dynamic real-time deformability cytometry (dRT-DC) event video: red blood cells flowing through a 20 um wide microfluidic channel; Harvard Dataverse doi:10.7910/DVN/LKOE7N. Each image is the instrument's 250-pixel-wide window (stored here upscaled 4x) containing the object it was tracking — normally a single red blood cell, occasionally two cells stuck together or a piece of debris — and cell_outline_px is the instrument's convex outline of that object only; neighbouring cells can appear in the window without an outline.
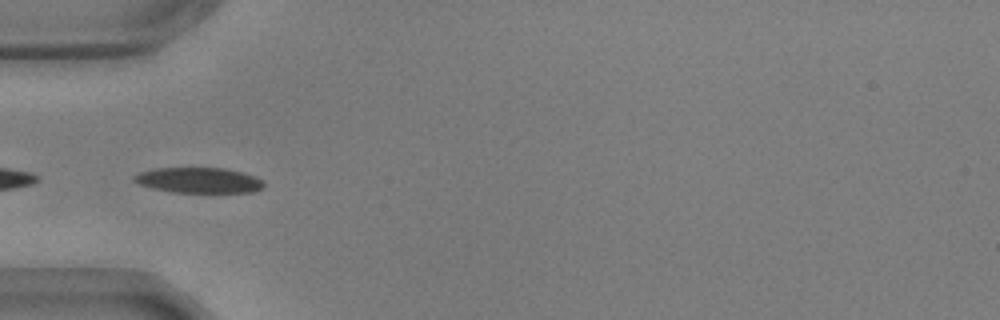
{"species": "common noctule bat (a hibernating species)", "species_latin": "Nyctalus noctula", "temperature_condition": "warm", "stored_images_in_passage": 56, "segment_of_instrument_passage": [2, 2], "camera_frame_rate_fps": 3000, "um_per_image_px": 0.085, "animal": {"sex": "male", "body_mass_g": 17.9, "forearm_length_mm": 54.2}, "frame": {"image": 1, "passage_image": 18, "time_ms": 5.667, "image_size_px": [1000, 320], "cell_outline_px": [[264, 188], [252, 192], [172, 192], [152, 188], [140, 184], [132, 180], [132, 176], [140, 172], [152, 168], [224, 168], [256, 176], [264, 180]], "centroid_in_image_um": [16.9, 15.32], "position_along_channel_um": 68.1, "area_um2": 19.31}}
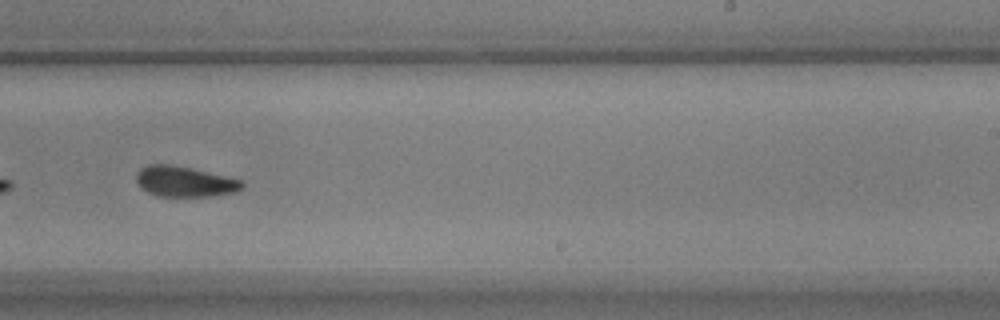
{"frame": {"image": 2, "passage_image": 35, "time_ms": 11.333, "image_size_px": [1000, 320], "cell_outline_px": [[244, 188], [236, 192], [212, 196], [160, 196], [148, 192], [140, 188], [136, 180], [136, 172], [140, 168], [148, 164], [172, 164], [192, 168], [244, 180]], "centroid_in_image_um": [15.71, 15.42], "position_along_channel_um": 273.3, "area_um2": 19.07}}
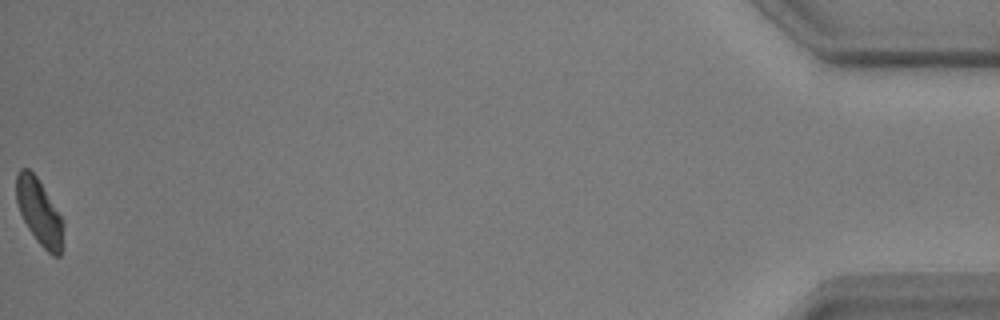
{"frame": {"image": 3, "passage_image": 56, "time_ms": 18.333, "image_size_px": [1000, 320], "cell_outline_px": [[64, 224], [60, 256], [52, 256], [36, 240], [28, 228], [20, 212], [16, 200], [16, 176], [20, 168], [28, 168], [36, 176], [64, 220]], "centroid_in_image_um": [3.34, 18.02], "position_along_channel_um": 431.9, "area_um2": 17.92}}